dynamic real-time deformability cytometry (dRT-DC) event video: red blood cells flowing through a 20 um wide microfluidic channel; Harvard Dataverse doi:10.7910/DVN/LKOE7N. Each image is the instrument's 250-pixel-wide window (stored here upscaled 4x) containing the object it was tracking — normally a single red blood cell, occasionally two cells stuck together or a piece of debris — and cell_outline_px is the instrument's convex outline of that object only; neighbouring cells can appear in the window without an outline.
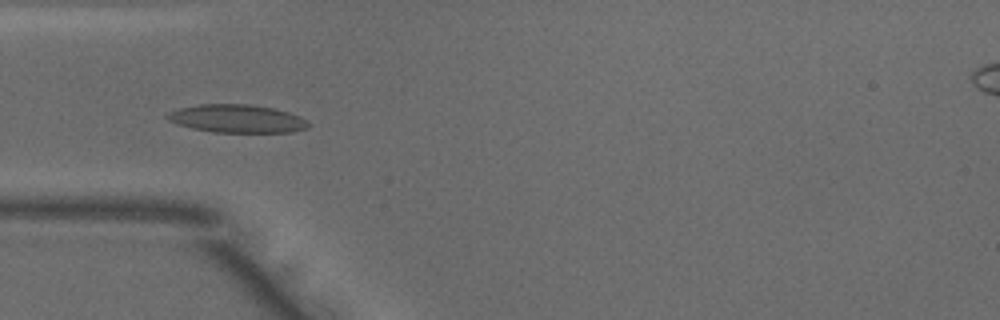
{"species": "common noctule bat (a hibernating species)", "species_latin": "Nyctalus noctula", "temperature_condition": "warm", "stored_images_in_passage": 49, "camera_frame_rate_fps": 3000, "um_per_image_px": 0.085, "animal": {"sex": "male", "body_mass_g": 18.8}, "frame": {"image": 1, "passage_image": 14, "time_ms": 4.333, "image_size_px": [1000, 320], "cell_outline_px": [[312, 124], [308, 128], [292, 132], [212, 132], [192, 128], [176, 124], [168, 120], [164, 116], [168, 112], [180, 108], [200, 104], [248, 104], [276, 108], [300, 116], [308, 120]], "centroid_in_image_um": [20.17, 10.08], "position_along_channel_um": 64.8, "area_um2": 23.35}}
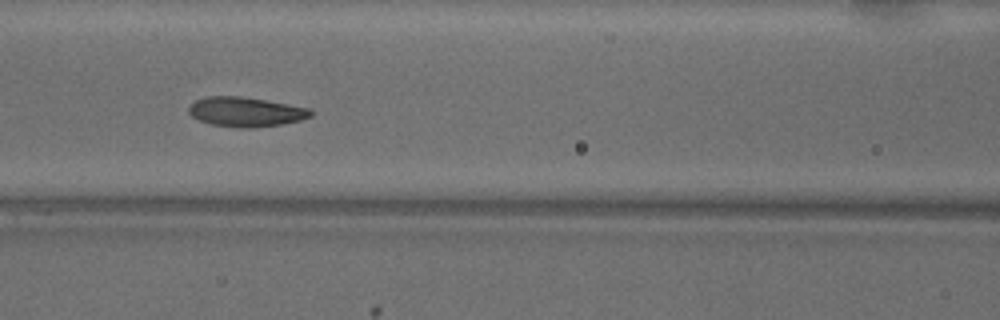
{"frame": {"image": 2, "passage_image": 20, "time_ms": 6.333, "image_size_px": [1000, 320], "cell_outline_px": [[316, 112], [312, 116], [300, 120], [280, 124], [252, 128], [248, 128], [212, 124], [200, 120], [192, 116], [188, 112], [188, 108], [196, 100], [208, 96], [240, 96], [264, 100], [308, 108]], "centroid_in_image_um": [20.9, 9.5], "position_along_channel_um": 145.7, "area_um2": 20.69}}
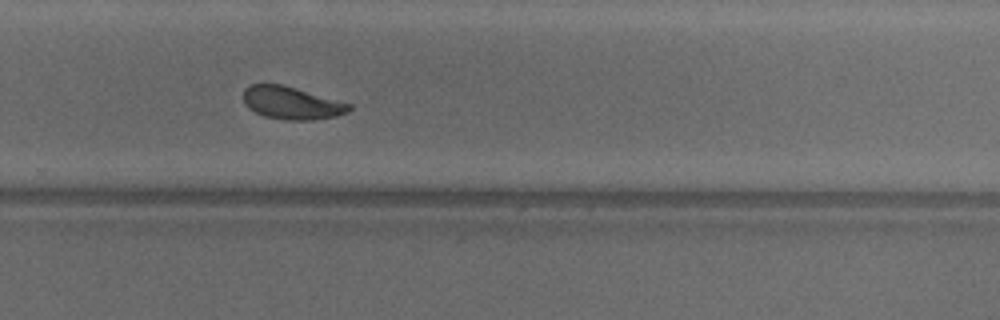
{"frame": {"image": 3, "passage_image": 32, "time_ms": 10.333, "image_size_px": [1000, 320], "cell_outline_px": [[352, 108], [348, 112], [336, 116], [312, 120], [284, 120], [264, 116], [248, 108], [244, 104], [244, 88], [248, 84], [280, 84], [352, 104]], "centroid_in_image_um": [24.77, 8.76], "position_along_channel_um": 305.0, "area_um2": 20.06}, "authors_computed_cell_mechanics": {"area_um2": 21.097, "velocity_mm_per_s": 3.9913, "shape_relaxation_time_tau1_ms": 4.6863, "shape_relaxation_time_tau2_ms": 1.9361, "deformation_change_tau1": 0.1522, "deformation_change_tau2": 0.0754}}